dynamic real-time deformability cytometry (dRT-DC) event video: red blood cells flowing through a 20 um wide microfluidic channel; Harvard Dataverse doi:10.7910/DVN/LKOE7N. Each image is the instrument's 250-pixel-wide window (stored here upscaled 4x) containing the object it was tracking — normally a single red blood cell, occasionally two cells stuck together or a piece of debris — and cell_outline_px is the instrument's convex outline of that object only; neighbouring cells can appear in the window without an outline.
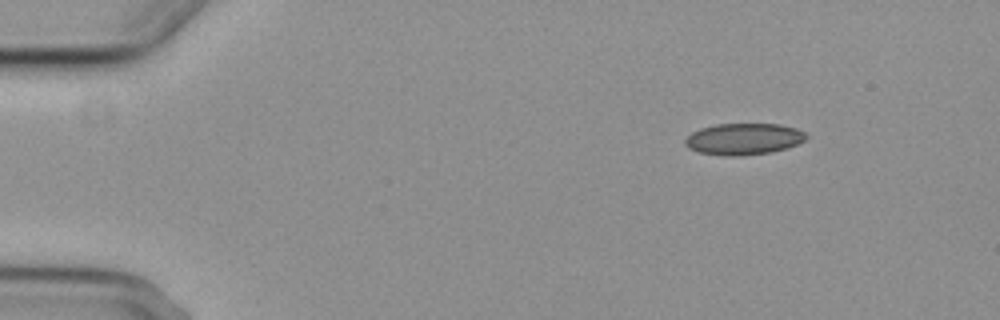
{"species": "common noctule bat (a hibernating species)", "species_latin": "Nyctalus noctula", "temperature_condition": "cold", "stored_images_in_passage": 5, "camera_frame_rate_fps": 3000, "um_per_image_px": 0.085, "animal": {"sex": "female", "body_mass_g": 29.2, "forearm_length_mm": 56.3}, "frame": {"image": 1, "passage_image": 1, "time_ms": 0.0, "image_size_px": [1000, 320], "cell_outline_px": [[808, 136], [804, 140], [788, 148], [772, 152], [740, 156], [728, 156], [700, 152], [688, 148], [684, 144], [684, 140], [692, 132], [700, 128], [716, 124], [780, 124], [796, 128], [804, 132]], "centroid_in_image_um": [63.21, 11.81], "position_along_channel_um": 21.8, "area_um2": 22.25}}
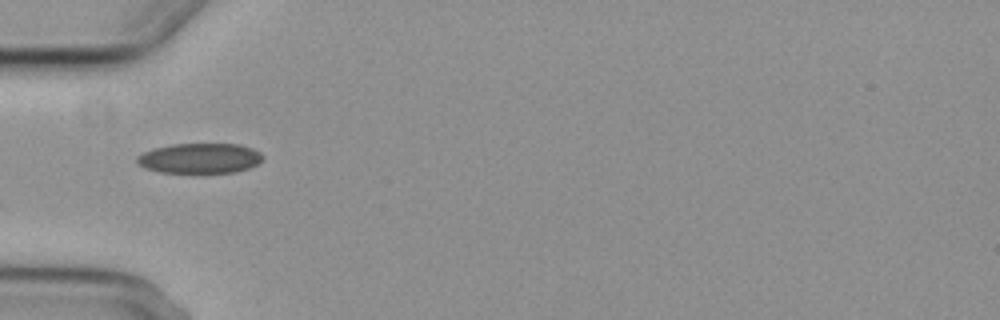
{"frame": {"image": 2, "passage_image": 4, "time_ms": 3.667, "image_size_px": [1000, 320], "cell_outline_px": [[264, 160], [248, 168], [236, 172], [196, 176], [160, 172], [144, 168], [136, 160], [136, 156], [152, 148], [172, 144], [240, 144], [252, 148], [260, 152], [264, 156]], "centroid_in_image_um": [16.98, 13.5], "position_along_channel_um": 68.0, "area_um2": 23.18}}